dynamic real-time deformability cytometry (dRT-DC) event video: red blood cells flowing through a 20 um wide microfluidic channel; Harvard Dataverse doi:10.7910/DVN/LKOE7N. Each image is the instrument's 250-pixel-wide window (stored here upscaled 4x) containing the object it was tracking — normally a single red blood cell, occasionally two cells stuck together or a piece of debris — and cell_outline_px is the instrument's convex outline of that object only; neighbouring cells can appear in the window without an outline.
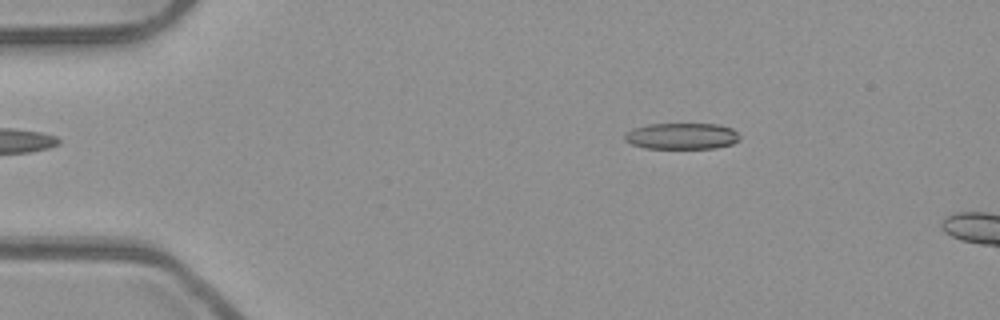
{"species": "common noctule bat (a hibernating species)", "species_latin": "Nyctalus noctula", "temperature_condition": "room temperature", "stored_images_in_passage": 4, "camera_frame_rate_fps": 3000, "um_per_image_px": 0.085, "animal": {"sex": "male", "body_mass_g": 23.1, "forearm_length_mm": 52.7}, "frame": {"image": 1, "passage_image": 1, "time_ms": 0.0, "image_size_px": [1000, 320], "cell_outline_px": [[740, 140], [732, 144], [716, 148], [644, 148], [632, 144], [624, 140], [624, 136], [632, 128], [648, 124], [720, 124], [732, 128], [740, 136]], "centroid_in_image_um": [57.97, 11.56], "position_along_channel_um": 27.0, "area_um2": 17.69}}